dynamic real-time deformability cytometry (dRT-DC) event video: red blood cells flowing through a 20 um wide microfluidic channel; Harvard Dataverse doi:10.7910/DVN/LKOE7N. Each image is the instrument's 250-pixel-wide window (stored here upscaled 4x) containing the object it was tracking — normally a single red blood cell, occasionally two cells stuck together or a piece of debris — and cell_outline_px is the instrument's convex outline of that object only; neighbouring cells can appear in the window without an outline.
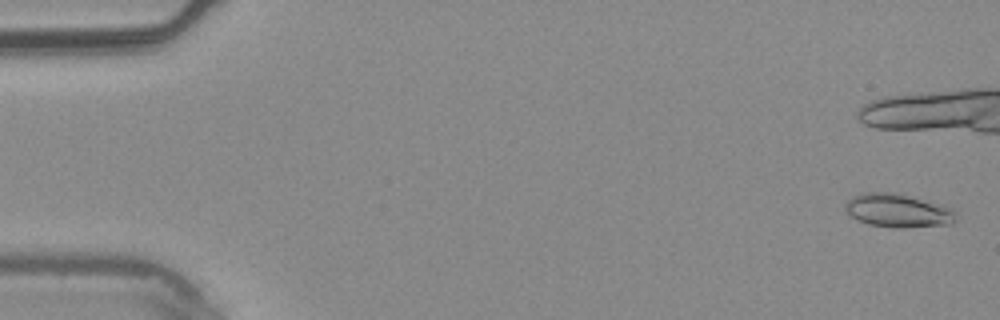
{"species": "common noctule bat (a hibernating species)", "species_latin": "Nyctalus noctula", "temperature_condition": "warm", "stored_images_in_passage": 7, "camera_frame_rate_fps": 3000, "um_per_image_px": 0.085, "animal": {"sex": "male", "body_mass_g": 20.4}, "frame": {"image": 1, "passage_image": 1, "time_ms": 0.0, "image_size_px": [1000, 320], "cell_outline_px": [[956, 220], [952, 224], [904, 228], [892, 228], [868, 224], [848, 216], [844, 208], [844, 204], [852, 196], [864, 192], [896, 192], [952, 208], [956, 212]], "centroid_in_image_um": [76.29, 17.91], "position_along_channel_um": 8.7, "area_um2": 21.91}}